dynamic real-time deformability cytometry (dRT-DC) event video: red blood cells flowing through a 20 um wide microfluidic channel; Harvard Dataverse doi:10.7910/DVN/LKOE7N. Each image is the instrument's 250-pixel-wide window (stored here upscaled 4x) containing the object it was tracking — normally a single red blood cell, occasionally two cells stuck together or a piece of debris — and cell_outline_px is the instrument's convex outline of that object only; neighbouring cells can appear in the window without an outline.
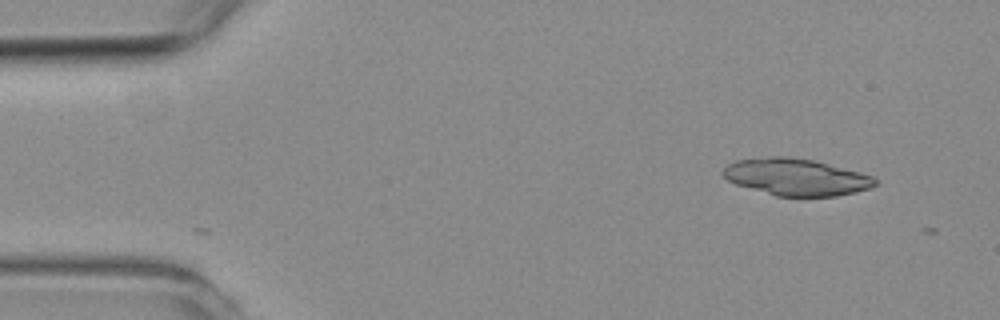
{"species": "common noctule bat (a hibernating species)", "species_latin": "Nyctalus noctula", "temperature_condition": "room temperature", "stored_images_in_passage": 2, "camera_frame_rate_fps": 3000, "um_per_image_px": 0.085, "animal": {"sex": "female", "body_mass_g": 19.3, "forearm_length_mm": 54.1}, "frame": {"image": 1, "passage_image": 1, "time_ms": 0.0, "image_size_px": [1000, 320], "cell_outline_px": [[876, 184], [868, 188], [856, 192], [836, 196], [776, 196], [736, 184], [728, 180], [720, 172], [728, 164], [736, 160], [772, 156], [788, 156], [812, 160], [860, 172], [872, 176], [876, 180]], "centroid_in_image_um": [67.64, 15.04], "position_along_channel_um": 17.4, "area_um2": 32.43}}